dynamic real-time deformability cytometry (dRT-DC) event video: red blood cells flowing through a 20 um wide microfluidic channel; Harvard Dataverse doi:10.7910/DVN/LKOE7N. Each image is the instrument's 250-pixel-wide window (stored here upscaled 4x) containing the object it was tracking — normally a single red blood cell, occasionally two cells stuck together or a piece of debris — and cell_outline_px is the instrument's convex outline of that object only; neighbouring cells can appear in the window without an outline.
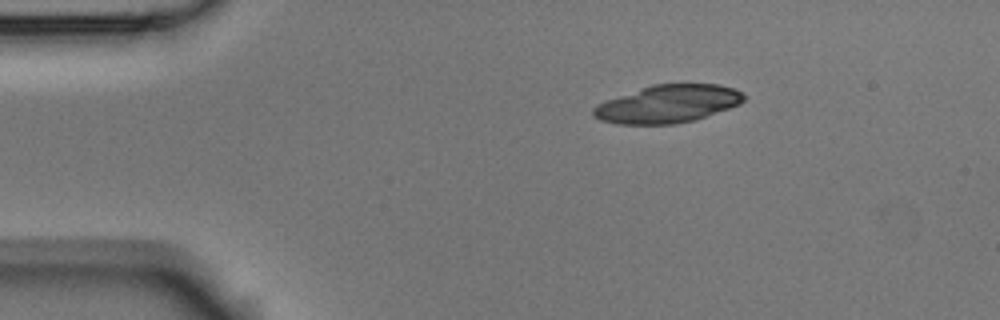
{"species": "Egyptian fruit bat (a non-hibernating species)", "species_latin": "Rousettus aegyptiacus", "temperature_condition": "room temperature", "stored_images_in_passage": 45, "camera_frame_rate_fps": 3000, "um_per_image_px": 0.085, "animal": {"sex": "male"}, "frame": {"image": 1, "passage_image": 1, "time_ms": 0.0, "image_size_px": [1000, 320], "cell_outline_px": [[744, 100], [740, 104], [696, 120], [676, 124], [616, 124], [600, 120], [592, 116], [592, 108], [596, 104], [652, 84], [720, 84], [736, 88], [744, 96]], "centroid_in_image_um": [56.76, 8.84], "position_along_channel_um": 28.2, "area_um2": 33.23}}